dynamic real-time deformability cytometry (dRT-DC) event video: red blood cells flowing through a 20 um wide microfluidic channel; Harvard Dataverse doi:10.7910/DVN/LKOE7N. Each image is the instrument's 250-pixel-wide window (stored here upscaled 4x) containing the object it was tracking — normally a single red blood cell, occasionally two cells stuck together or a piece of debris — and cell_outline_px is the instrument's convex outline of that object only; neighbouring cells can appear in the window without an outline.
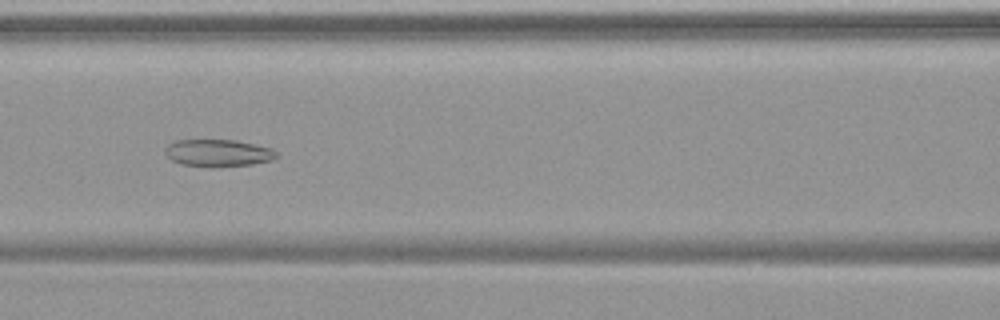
{"species": "common noctule bat (a hibernating species)", "species_latin": "Nyctalus noctula", "temperature_condition": "warm", "stored_images_in_passage": 54, "camera_frame_rate_fps": 3000, "um_per_image_px": 0.085, "animal": {"sex": "female", "body_mass_g": 19.9}, "frame": {"image": 1, "passage_image": 24, "time_ms": 7.667, "image_size_px": [1000, 320], "cell_outline_px": [[280, 156], [272, 160], [252, 164], [212, 168], [180, 164], [172, 160], [164, 152], [164, 148], [168, 144], [176, 140], [236, 140], [256, 144], [272, 148], [280, 152]], "centroid_in_image_um": [18.58, 13.01], "position_along_channel_um": 148.0, "area_um2": 18.09}}
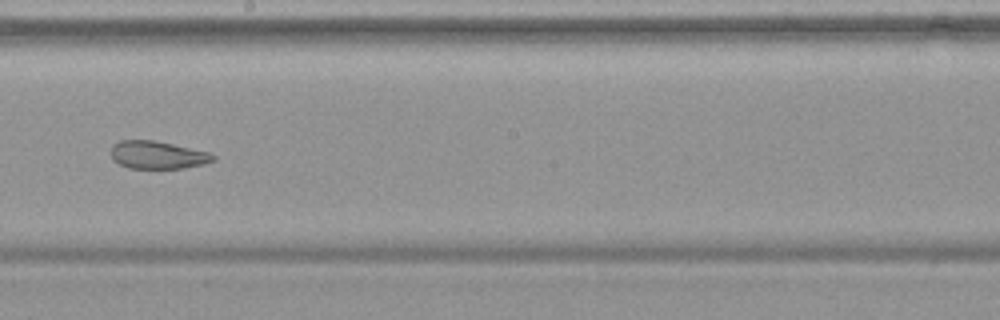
{"frame": {"image": 2, "passage_image": 31, "time_ms": 10.0, "image_size_px": [1000, 320], "cell_outline_px": [[216, 160], [204, 164], [184, 168], [128, 168], [112, 160], [112, 144], [120, 140], [156, 140], [208, 152], [216, 156]], "centroid_in_image_um": [13.4, 13.17], "position_along_channel_um": 234.8, "area_um2": 16.59}}
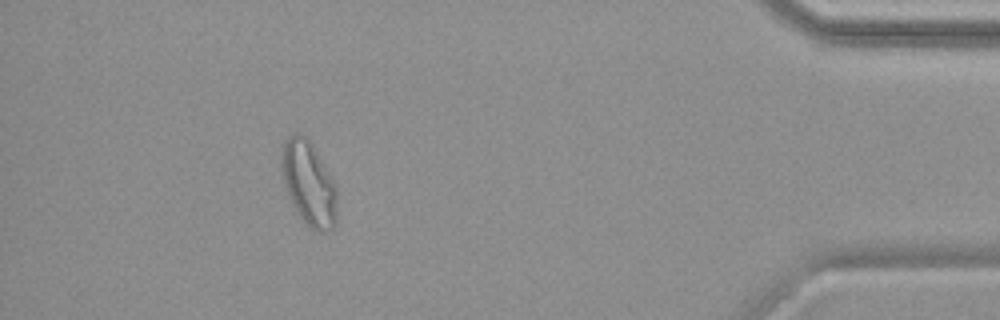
{"frame": {"image": 3, "passage_image": 49, "time_ms": 16.0, "image_size_px": [1000, 320], "cell_outline_px": [[336, 224], [332, 228], [324, 232], [316, 232], [308, 228], [300, 216], [284, 184], [280, 168], [280, 152], [288, 136], [296, 132], [300, 132], [312, 144], [336, 184]], "centroid_in_image_um": [26.24, 15.58], "position_along_channel_um": 409.0, "area_um2": 27.28}, "authors_computed_cell_mechanics": {"area_um2": 24.4494, "velocity_mm_per_s": 3.7371, "shape_relaxation_time_tau1_ms": null, "shape_relaxation_time_tau2_ms": 2.5201, "deformation_change_tau1": null, "deformation_change_tau2": 0.0898}}